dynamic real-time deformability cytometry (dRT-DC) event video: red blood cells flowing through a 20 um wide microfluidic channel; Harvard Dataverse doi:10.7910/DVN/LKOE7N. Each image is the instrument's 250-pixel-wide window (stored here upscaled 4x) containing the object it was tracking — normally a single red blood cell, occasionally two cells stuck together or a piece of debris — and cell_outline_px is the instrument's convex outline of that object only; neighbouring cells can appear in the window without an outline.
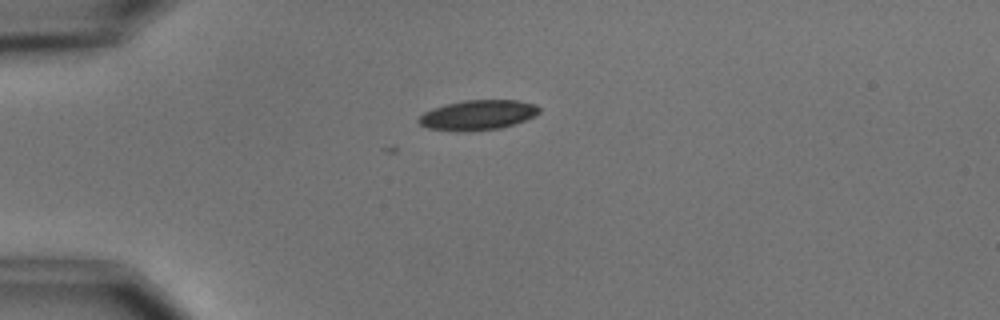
{"species": "common noctule bat (a hibernating species)", "species_latin": "Nyctalus noctula", "temperature_condition": "cold", "stored_images_in_passage": 5, "camera_frame_rate_fps": 3000, "um_per_image_px": 0.085, "animal": {"sex": "male", "body_mass_g": 15.6}, "frame": {"image": 1, "passage_image": 1, "time_ms": 0.0, "image_size_px": [1000, 320], "cell_outline_px": [[540, 112], [536, 116], [500, 128], [456, 132], [428, 128], [420, 124], [416, 120], [424, 112], [432, 108], [444, 104], [464, 100], [520, 100], [536, 104], [540, 108]], "centroid_in_image_um": [40.6, 9.77], "position_along_channel_um": 44.4, "area_um2": 21.15}}